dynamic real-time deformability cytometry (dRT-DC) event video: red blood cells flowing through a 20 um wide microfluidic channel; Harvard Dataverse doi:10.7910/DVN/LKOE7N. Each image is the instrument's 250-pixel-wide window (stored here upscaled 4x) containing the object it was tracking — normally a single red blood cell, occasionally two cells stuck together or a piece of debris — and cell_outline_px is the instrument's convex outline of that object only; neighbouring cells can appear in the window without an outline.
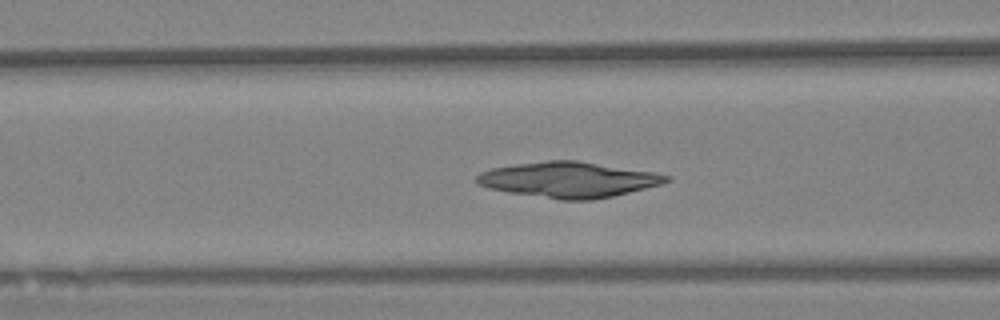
{"species": "Egyptian fruit bat (a non-hibernating species)", "species_latin": "Rousettus aegyptiacus", "temperature_condition": "warm", "stored_images_in_passage": 60, "camera_frame_rate_fps": 3000, "um_per_image_px": 0.085, "animal": {"sex": "female"}, "frame": {"image": 1, "passage_image": 24, "time_ms": 7.667, "image_size_px": [1000, 320], "cell_outline_px": [[672, 180], [660, 184], [612, 196], [592, 200], [560, 200], [508, 192], [488, 188], [476, 184], [476, 176], [480, 172], [492, 168], [516, 164], [548, 160], [576, 160], [652, 172], [672, 176]], "centroid_in_image_um": [48.29, 15.27], "position_along_channel_um": 118.3, "area_um2": 39.07}}
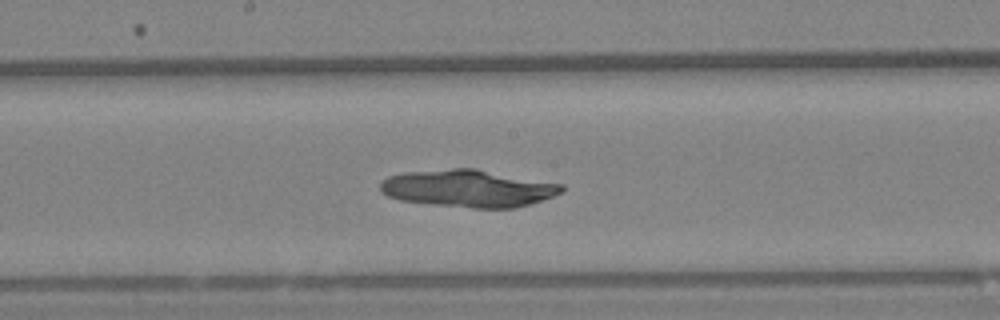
{"frame": {"image": 2, "passage_image": 32, "time_ms": 10.333, "image_size_px": [1000, 320], "cell_outline_px": [[564, 192], [516, 208], [472, 208], [400, 200], [388, 196], [380, 192], [380, 184], [388, 176], [408, 172], [452, 168], [476, 168], [564, 184]], "centroid_in_image_um": [39.83, 16.0], "position_along_channel_um": 208.4, "area_um2": 39.36}}
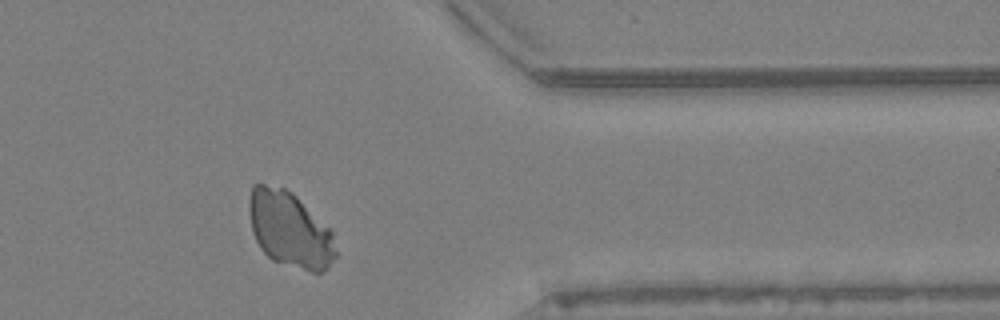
{"frame": {"image": 3, "passage_image": 49, "time_ms": 16.0, "image_size_px": [1000, 320], "cell_outline_px": [[340, 256], [324, 272], [312, 272], [272, 260], [260, 248], [252, 232], [248, 208], [248, 204], [252, 184], [264, 184], [284, 188], [292, 192], [332, 232]], "centroid_in_image_um": [24.65, 19.54], "position_along_channel_um": 386.7, "area_um2": 38.44}}